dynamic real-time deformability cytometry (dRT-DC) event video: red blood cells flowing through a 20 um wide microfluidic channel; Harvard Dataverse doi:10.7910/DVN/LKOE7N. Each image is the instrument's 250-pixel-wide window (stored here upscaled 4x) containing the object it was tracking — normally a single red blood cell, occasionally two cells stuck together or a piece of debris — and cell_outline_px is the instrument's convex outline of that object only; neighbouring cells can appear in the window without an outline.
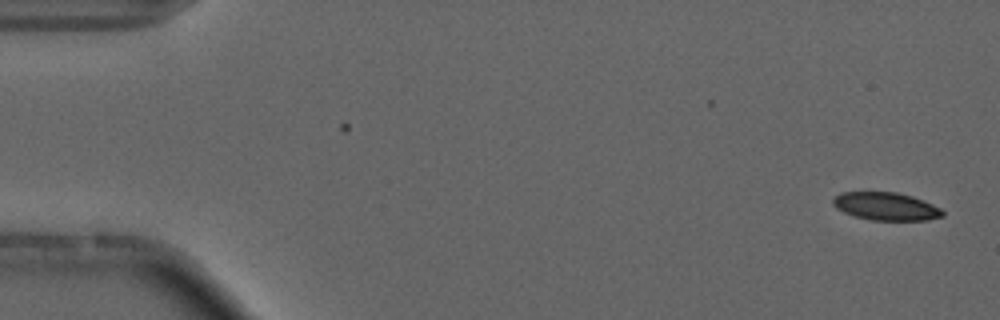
{"species": "common noctule bat (a hibernating species)", "species_latin": "Nyctalus noctula", "temperature_condition": "cold", "stored_images_in_passage": 2, "camera_frame_rate_fps": 3000, "um_per_image_px": 0.085, "animal": {"sex": "male", "forearm_length_mm": 52.5}, "frame": {"image": 1, "passage_image": 2, "time_ms": 1.333, "image_size_px": [1000, 320], "cell_outline_px": [[944, 216], [928, 220], [872, 220], [856, 216], [844, 212], [836, 208], [832, 204], [832, 200], [840, 192], [896, 192], [912, 196], [924, 200], [940, 208], [944, 212]], "centroid_in_image_um": [75.32, 17.53], "position_along_channel_um": 9.7, "area_um2": 17.8}}